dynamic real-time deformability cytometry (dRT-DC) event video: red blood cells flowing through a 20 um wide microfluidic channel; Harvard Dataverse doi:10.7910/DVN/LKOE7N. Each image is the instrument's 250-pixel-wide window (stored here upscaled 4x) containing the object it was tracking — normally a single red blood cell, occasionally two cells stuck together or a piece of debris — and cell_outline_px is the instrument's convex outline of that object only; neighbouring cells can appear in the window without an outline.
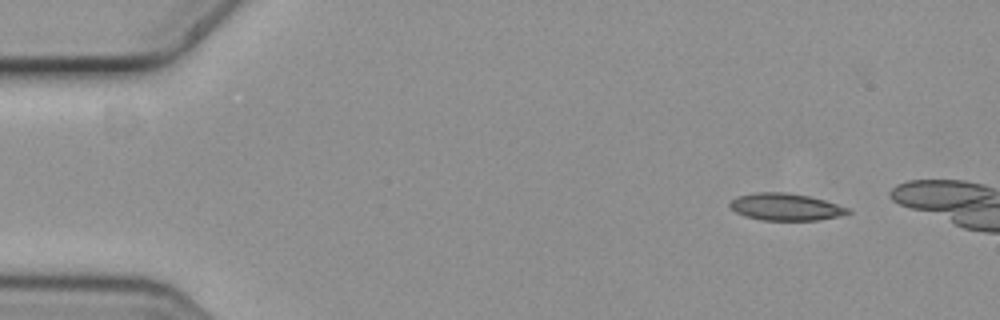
{"species": "common noctule bat (a hibernating species)", "species_latin": "Nyctalus noctula", "temperature_condition": "cold", "stored_images_in_passage": 6, "segment_of_instrument_passage": [2, 2], "camera_frame_rate_fps": 3000, "um_per_image_px": 0.085, "animal": {"sex": "female", "body_mass_g": 19.3, "forearm_length_mm": 54.1}, "frame": {"image": 1, "passage_image": 6, "time_ms": 1.667, "image_size_px": [1000, 320], "cell_outline_px": [[852, 212], [840, 216], [820, 220], [764, 220], [744, 216], [736, 212], [728, 204], [736, 196], [756, 192], [784, 192], [808, 196], [824, 200], [848, 208]], "centroid_in_image_um": [66.77, 17.59], "position_along_channel_um": 18.2, "area_um2": 18.55}}